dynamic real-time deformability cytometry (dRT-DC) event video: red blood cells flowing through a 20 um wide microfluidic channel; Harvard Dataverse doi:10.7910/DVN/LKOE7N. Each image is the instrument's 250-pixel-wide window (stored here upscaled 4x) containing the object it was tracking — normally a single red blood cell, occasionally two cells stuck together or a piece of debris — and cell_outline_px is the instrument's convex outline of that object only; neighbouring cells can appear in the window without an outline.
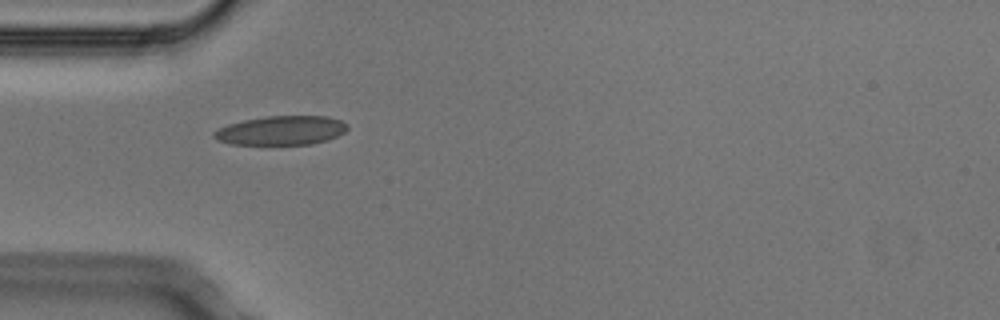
{"species": "Egyptian fruit bat (a non-hibernating species)", "species_latin": "Rousettus aegyptiacus", "temperature_condition": "cold", "stored_images_in_passage": 3, "camera_frame_rate_fps": 3000, "um_per_image_px": 0.085, "animal": {"sex": "male"}, "frame": {"image": 1, "passage_image": 1, "time_ms": 0.0, "image_size_px": [1000, 320], "cell_outline_px": [[348, 128], [344, 132], [328, 140], [312, 144], [232, 144], [216, 140], [212, 136], [212, 132], [228, 124], [244, 120], [264, 116], [328, 116], [340, 120], [348, 124]], "centroid_in_image_um": [23.9, 11.08], "position_along_channel_um": 61.1, "area_um2": 22.66}}
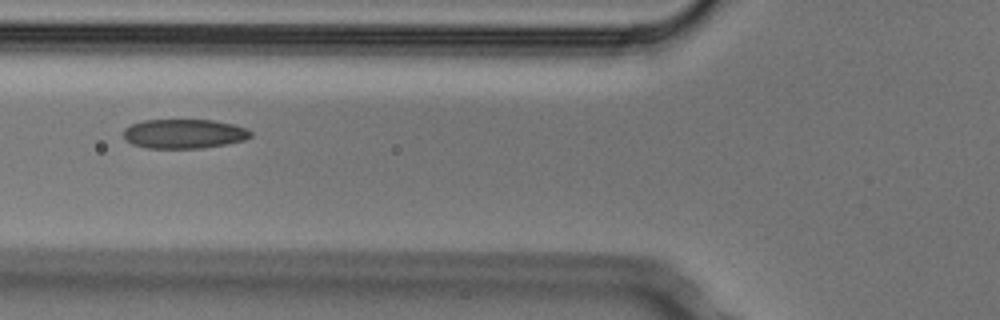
{"frame": {"image": 2, "passage_image": 2, "time_ms": 0.333, "image_size_px": [1000, 320], "cell_outline_px": [[252, 136], [244, 140], [224, 144], [200, 148], [144, 148], [132, 144], [124, 140], [124, 128], [132, 124], [144, 120], [212, 120], [232, 124], [248, 128], [252, 132]], "centroid_in_image_um": [15.63, 11.37], "position_along_channel_um": 110.2, "area_um2": 21.79}}
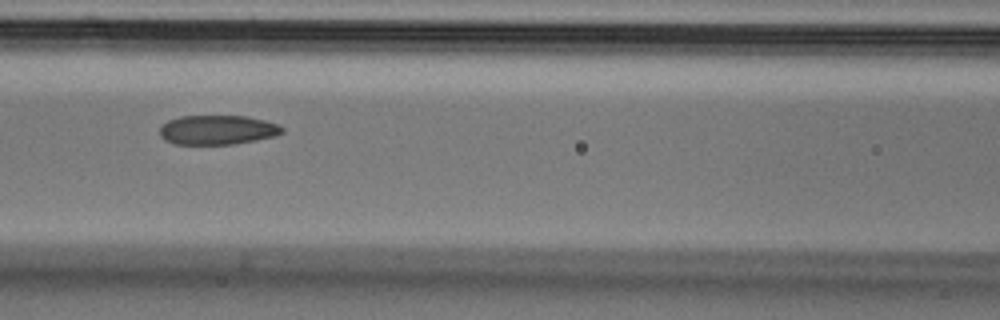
{"frame": {"image": 3, "passage_image": 3, "time_ms": 0.667, "image_size_px": [1000, 320], "cell_outline_px": [[284, 132], [276, 136], [256, 140], [232, 144], [176, 144], [164, 140], [160, 136], [160, 124], [168, 120], [180, 116], [244, 116], [264, 120], [280, 124], [284, 128]], "centroid_in_image_um": [18.48, 11.04], "position_along_channel_um": 148.1, "area_um2": 21.15}}